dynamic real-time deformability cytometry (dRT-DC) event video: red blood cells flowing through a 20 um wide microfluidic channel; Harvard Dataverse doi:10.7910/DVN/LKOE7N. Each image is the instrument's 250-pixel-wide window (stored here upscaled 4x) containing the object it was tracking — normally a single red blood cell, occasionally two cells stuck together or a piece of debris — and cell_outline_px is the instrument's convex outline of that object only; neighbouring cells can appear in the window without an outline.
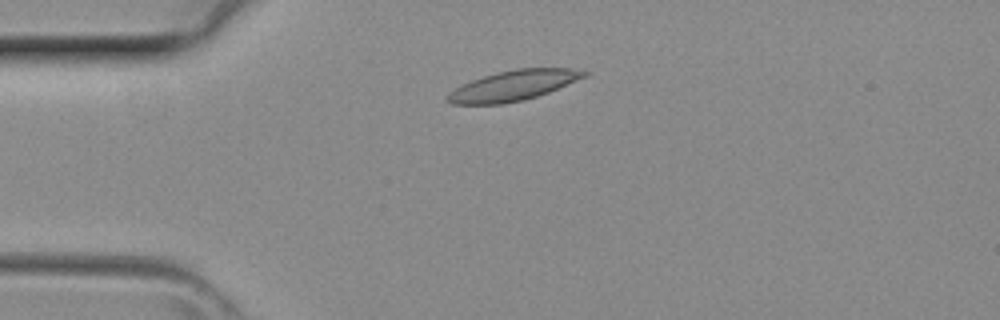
{"species": "common noctule bat (a hibernating species)", "species_latin": "Nyctalus noctula", "temperature_condition": "room temperature", "stored_images_in_passage": 2, "camera_frame_rate_fps": 3000, "um_per_image_px": 0.085, "animal": {"sex": "female", "body_mass_g": 29.2, "forearm_length_mm": 56.3}, "frame": {"image": 1, "passage_image": 2, "time_ms": 0.333, "image_size_px": [1000, 320], "cell_outline_px": [[592, 72], [588, 76], [548, 92], [524, 100], [504, 104], [452, 104], [444, 100], [448, 92], [472, 80], [496, 72], [516, 68], [572, 68]], "centroid_in_image_um": [43.65, 7.27], "position_along_channel_um": 41.3, "area_um2": 24.16}}